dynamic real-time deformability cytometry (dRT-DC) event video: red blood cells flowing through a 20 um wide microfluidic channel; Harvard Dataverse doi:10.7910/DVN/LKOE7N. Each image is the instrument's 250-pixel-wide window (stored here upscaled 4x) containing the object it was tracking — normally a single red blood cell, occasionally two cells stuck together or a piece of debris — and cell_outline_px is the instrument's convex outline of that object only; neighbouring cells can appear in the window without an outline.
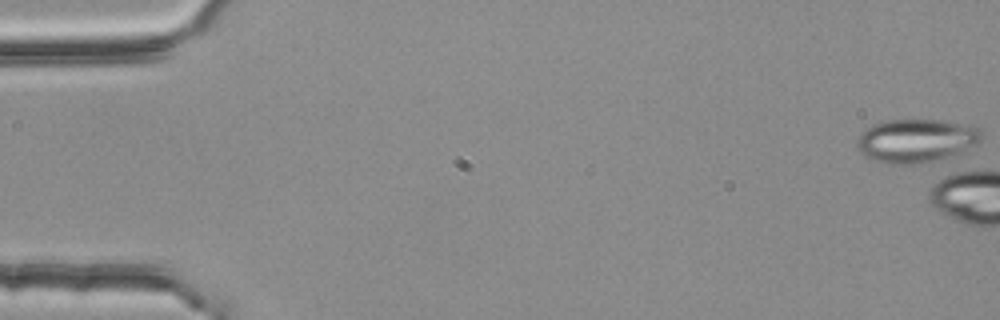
{"species": "common noctule bat (a hibernating species)", "species_latin": "Nyctalus noctula", "temperature_condition": "room temperature", "stored_images_in_passage": 2, "camera_frame_rate_fps": 3000, "um_per_image_px": 0.085, "animal": {"sex": "female", "body_mass_g": 25.1}, "frame": {"image": 1, "passage_image": 1, "time_ms": 0.0, "image_size_px": [1000, 320], "cell_outline_px": [[984, 140], [976, 144], [936, 160], [920, 164], [884, 164], [864, 156], [856, 148], [856, 140], [860, 132], [864, 128], [872, 124], [888, 120], [944, 120], [972, 124], [980, 128], [984, 132]], "centroid_in_image_um": [77.86, 11.94], "position_along_channel_um": 7.1, "area_um2": 32.08}}